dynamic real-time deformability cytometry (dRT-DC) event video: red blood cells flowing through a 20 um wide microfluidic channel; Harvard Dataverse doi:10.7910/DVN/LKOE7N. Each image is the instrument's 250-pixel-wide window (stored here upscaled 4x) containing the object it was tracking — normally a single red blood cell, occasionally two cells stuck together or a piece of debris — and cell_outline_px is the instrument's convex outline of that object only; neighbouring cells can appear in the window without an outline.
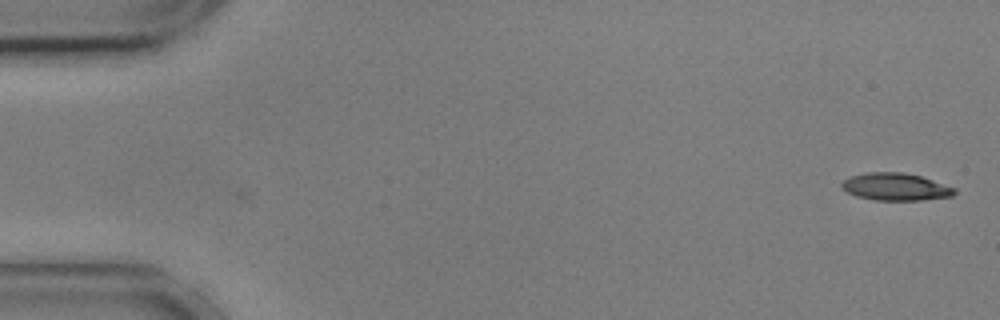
{"species": "common noctule bat (a hibernating species)", "species_latin": "Nyctalus noctula", "temperature_condition": "cold", "stored_images_in_passage": 9, "camera_frame_rate_fps": 3000, "um_per_image_px": 0.085, "animal": {"sex": "male", "body_mass_g": 17.9, "forearm_length_mm": 54.2}, "frame": {"image": 1, "passage_image": 9, "time_ms": 2.667, "image_size_px": [1000, 320], "cell_outline_px": [[956, 192], [952, 196], [920, 200], [876, 200], [856, 196], [848, 192], [840, 184], [848, 176], [868, 172], [904, 172], [920, 176], [956, 188]], "centroid_in_image_um": [76.12, 15.87], "position_along_channel_um": 8.9, "area_um2": 17.92}}